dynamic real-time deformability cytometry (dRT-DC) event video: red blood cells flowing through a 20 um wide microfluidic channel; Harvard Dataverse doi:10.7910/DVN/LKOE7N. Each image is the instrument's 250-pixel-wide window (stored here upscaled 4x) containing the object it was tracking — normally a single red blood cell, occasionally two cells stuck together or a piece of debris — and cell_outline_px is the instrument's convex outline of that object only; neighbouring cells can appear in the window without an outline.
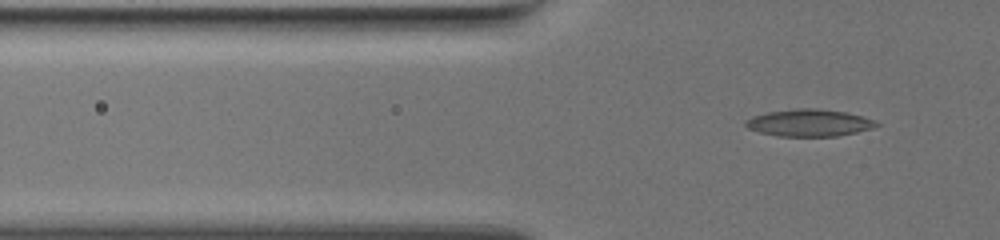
{"species": "common noctule bat (a hibernating species)", "species_latin": "Nyctalus noctula", "temperature_condition": "warm", "stored_images_in_passage": 59, "camera_frame_rate_fps": 3000, "um_per_image_px": 0.085, "animal": {"sex": "female", "body_mass_g": 19.5, "forearm_length_mm": 54.1}, "frame": {"image": 1, "passage_image": 21, "time_ms": 6.667, "image_size_px": [1000, 240], "cell_outline_px": [[880, 124], [872, 128], [856, 132], [836, 136], [776, 136], [760, 132], [748, 128], [744, 124], [744, 120], [752, 116], [768, 112], [796, 108], [816, 108], [844, 112], [864, 116], [876, 120]], "centroid_in_image_um": [68.77, 10.43], "position_along_channel_um": 57.0, "area_um2": 20.69}}
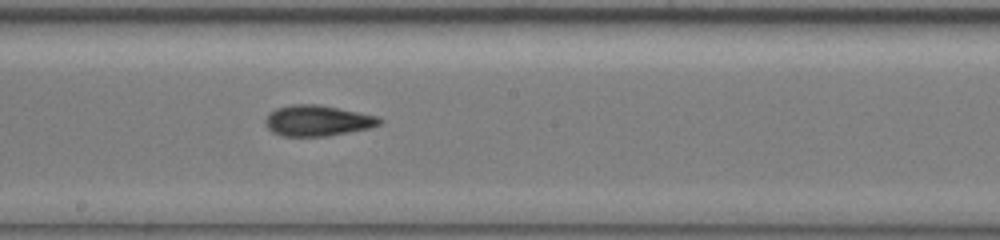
{"frame": {"image": 2, "passage_image": 37, "time_ms": 12.0, "image_size_px": [1000, 240], "cell_outline_px": [[384, 120], [380, 124], [368, 128], [328, 136], [284, 136], [272, 132], [264, 124], [264, 120], [268, 112], [276, 108], [292, 104], [320, 104], [380, 116]], "centroid_in_image_um": [26.98, 10.24], "position_along_channel_um": 221.2, "area_um2": 20.75}}
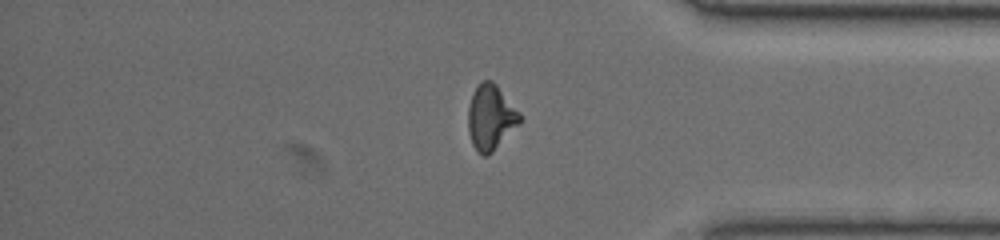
{"frame": {"image": 3, "passage_image": 53, "time_ms": 17.333, "image_size_px": [1000, 240], "cell_outline_px": [[520, 124], [488, 156], [484, 156], [476, 152], [472, 144], [468, 132], [468, 108], [472, 92], [480, 80], [492, 80], [496, 84], [520, 112]], "centroid_in_image_um": [41.69, 9.97], "position_along_channel_um": 393.5, "area_um2": 19.88}}